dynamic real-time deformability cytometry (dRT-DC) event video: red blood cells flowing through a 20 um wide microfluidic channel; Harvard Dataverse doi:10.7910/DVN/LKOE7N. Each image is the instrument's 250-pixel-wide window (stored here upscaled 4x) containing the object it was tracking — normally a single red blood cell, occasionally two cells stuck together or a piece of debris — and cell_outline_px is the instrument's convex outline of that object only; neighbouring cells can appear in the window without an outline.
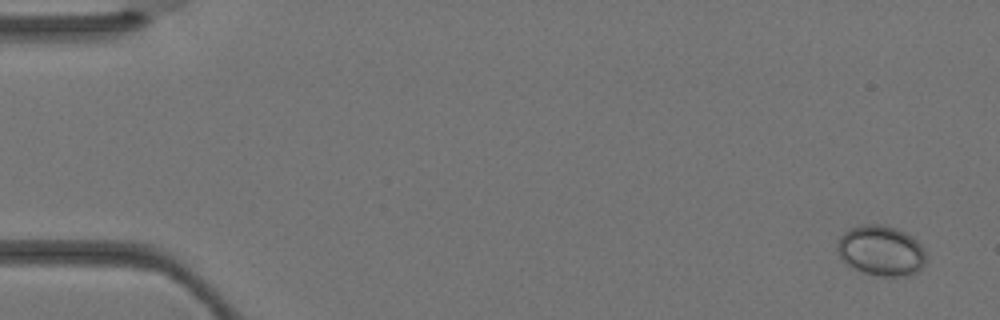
{"species": "Egyptian fruit bat (a non-hibernating species)", "species_latin": "Rousettus aegyptiacus", "temperature_condition": "warm", "stored_images_in_passage": 4, "camera_frame_rate_fps": 3000, "um_per_image_px": 0.085, "animal": {"sex": "female"}, "frame": {"image": 1, "passage_image": 1, "time_ms": 0.0, "image_size_px": [1000, 320], "cell_outline_px": [[924, 264], [920, 272], [908, 276], [880, 276], [864, 272], [848, 264], [836, 252], [836, 248], [840, 236], [844, 232], [852, 228], [864, 224], [880, 224], [896, 228], [912, 236], [924, 248]], "centroid_in_image_um": [74.91, 21.31], "position_along_channel_um": 10.1, "area_um2": 25.89}}